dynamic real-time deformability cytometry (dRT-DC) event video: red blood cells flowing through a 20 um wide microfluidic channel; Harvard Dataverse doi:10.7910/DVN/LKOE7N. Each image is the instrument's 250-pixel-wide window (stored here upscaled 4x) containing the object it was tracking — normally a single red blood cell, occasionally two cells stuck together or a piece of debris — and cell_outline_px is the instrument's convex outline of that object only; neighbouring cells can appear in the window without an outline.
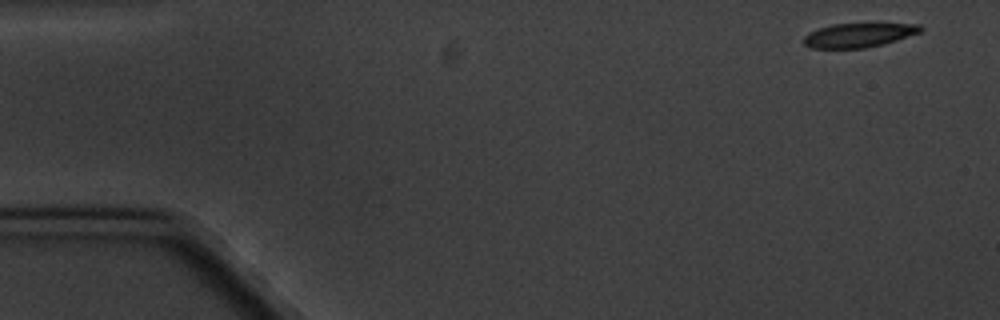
{"species": "common noctule bat (a hibernating species)", "species_latin": "Nyctalus noctula", "temperature_condition": "cold", "stored_images_in_passage": 5, "camera_frame_rate_fps": 3000, "um_per_image_px": 0.085, "animal": {"sex": "male", "body_mass_g": 20.1, "forearm_length_mm": 53.5}, "frame": {"image": 1, "passage_image": 1, "time_ms": 0.0, "image_size_px": [1000, 320], "cell_outline_px": [[924, 28], [920, 32], [884, 44], [864, 48], [812, 48], [804, 44], [804, 36], [808, 32], [832, 24], [872, 20], [920, 24]], "centroid_in_image_um": [73.07, 2.91], "position_along_channel_um": 11.9, "area_um2": 17.51}}
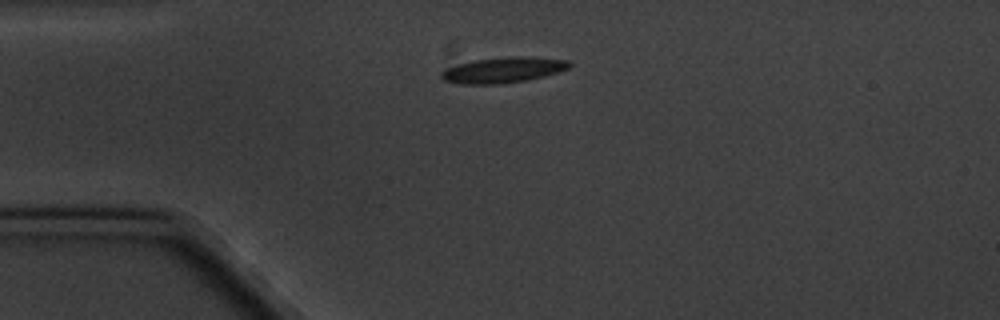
{"frame": {"image": 2, "passage_image": 4, "time_ms": 3.667, "image_size_px": [1000, 320], "cell_outline_px": [[572, 64], [568, 68], [544, 76], [524, 80], [500, 84], [460, 84], [444, 80], [440, 76], [440, 72], [444, 68], [472, 60], [508, 56], [528, 56], [568, 60]], "centroid_in_image_um": [42.72, 5.94], "position_along_channel_um": 42.3, "area_um2": 19.19}}